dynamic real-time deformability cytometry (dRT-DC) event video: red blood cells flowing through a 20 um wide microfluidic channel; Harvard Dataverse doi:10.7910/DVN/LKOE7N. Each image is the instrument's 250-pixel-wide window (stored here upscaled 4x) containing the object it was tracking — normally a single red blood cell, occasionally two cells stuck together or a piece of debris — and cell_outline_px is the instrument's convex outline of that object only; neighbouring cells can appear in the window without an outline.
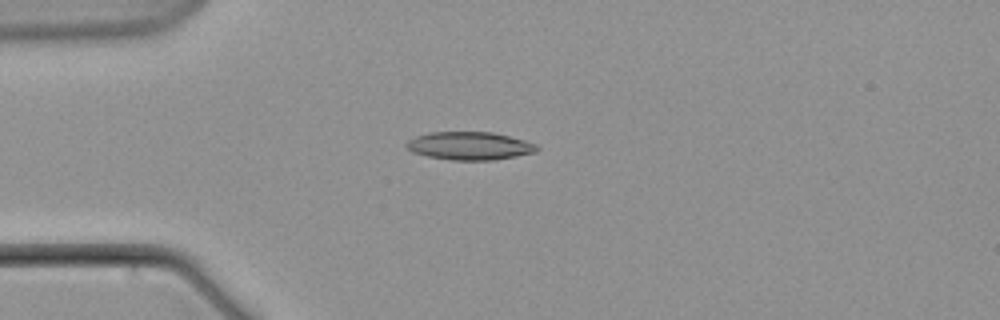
{"species": "common noctule bat (a hibernating species)", "species_latin": "Nyctalus noctula", "temperature_condition": "warm", "stored_images_in_passage": 8, "camera_frame_rate_fps": 3000, "um_per_image_px": 0.085, "animal": {"sex": "male", "body_mass_g": 21.5, "forearm_length_mm": 52.0}, "frame": {"image": 1, "passage_image": 5, "time_ms": 5.667, "image_size_px": [1000, 320], "cell_outline_px": [[540, 148], [536, 152], [516, 156], [492, 160], [452, 160], [428, 156], [412, 152], [404, 144], [408, 140], [416, 136], [432, 132], [492, 132], [524, 140], [536, 144]], "centroid_in_image_um": [39.92, 12.4], "position_along_channel_um": 45.1, "area_um2": 21.21}}
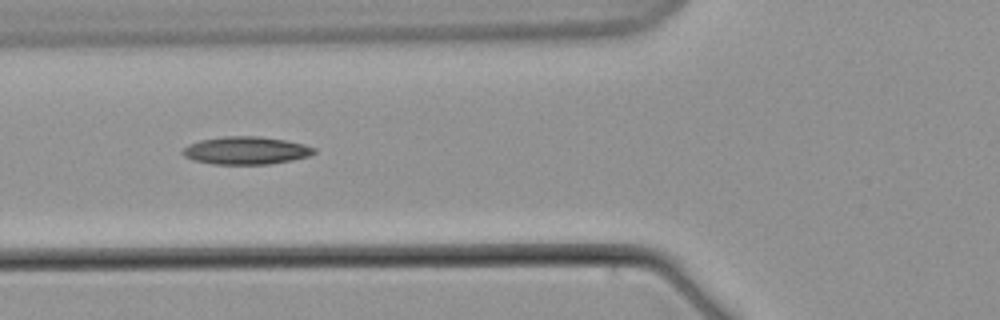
{"frame": {"image": 2, "passage_image": 7, "time_ms": 8.333, "image_size_px": [1000, 320], "cell_outline_px": [[316, 152], [308, 156], [292, 160], [268, 164], [212, 164], [192, 160], [184, 156], [180, 152], [188, 144], [200, 140], [224, 136], [260, 136], [284, 140], [304, 144], [316, 148]], "centroid_in_image_um": [20.88, 12.79], "position_along_channel_um": 104.9, "area_um2": 21.33}}
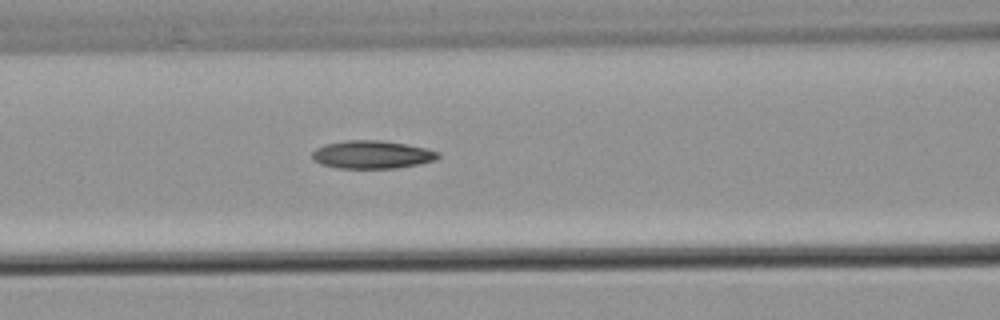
{"frame": {"image": 3, "passage_image": 8, "time_ms": 9.333, "image_size_px": [1000, 320], "cell_outline_px": [[440, 156], [436, 160], [420, 164], [396, 168], [336, 168], [320, 164], [312, 160], [312, 152], [316, 148], [324, 144], [344, 140], [380, 140], [404, 144], [424, 148], [440, 152]], "centroid_in_image_um": [31.59, 13.14], "position_along_channel_um": 135.0, "area_um2": 20.69}}